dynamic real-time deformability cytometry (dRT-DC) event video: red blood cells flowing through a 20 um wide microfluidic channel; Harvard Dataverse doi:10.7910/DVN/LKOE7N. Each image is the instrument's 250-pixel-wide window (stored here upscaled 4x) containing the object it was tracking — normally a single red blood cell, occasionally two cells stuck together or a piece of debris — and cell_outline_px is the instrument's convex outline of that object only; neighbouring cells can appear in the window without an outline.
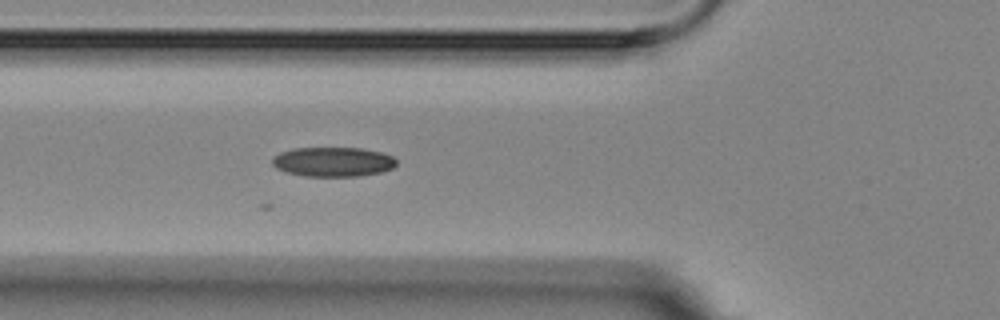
{"species": "Egyptian fruit bat (a non-hibernating species)", "species_latin": "Rousettus aegyptiacus", "temperature_condition": "room temperature", "stored_images_in_passage": 4, "camera_frame_rate_fps": 3000, "um_per_image_px": 0.085, "animal": {"sex": "female"}, "frame": {"image": 1, "passage_image": 4, "time_ms": 3.333, "image_size_px": [1000, 320], "cell_outline_px": [[396, 164], [392, 168], [380, 172], [360, 176], [304, 176], [288, 172], [276, 168], [272, 164], [272, 156], [280, 152], [292, 148], [360, 148], [380, 152], [392, 156], [396, 160]], "centroid_in_image_um": [28.27, 13.75], "position_along_channel_um": 97.5, "area_um2": 21.33}}